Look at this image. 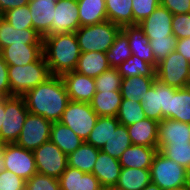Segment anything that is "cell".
<instances>
[{
  "label": "cell",
  "mask_w": 190,
  "mask_h": 190,
  "mask_svg": "<svg viewBox=\"0 0 190 190\" xmlns=\"http://www.w3.org/2000/svg\"><path fill=\"white\" fill-rule=\"evenodd\" d=\"M23 97L30 113L42 116L51 122L60 121L70 102L63 79L56 75L27 91Z\"/></svg>",
  "instance_id": "1"
},
{
  "label": "cell",
  "mask_w": 190,
  "mask_h": 190,
  "mask_svg": "<svg viewBox=\"0 0 190 190\" xmlns=\"http://www.w3.org/2000/svg\"><path fill=\"white\" fill-rule=\"evenodd\" d=\"M81 51L75 32L43 37V56L51 75L74 71Z\"/></svg>",
  "instance_id": "2"
},
{
  "label": "cell",
  "mask_w": 190,
  "mask_h": 190,
  "mask_svg": "<svg viewBox=\"0 0 190 190\" xmlns=\"http://www.w3.org/2000/svg\"><path fill=\"white\" fill-rule=\"evenodd\" d=\"M51 76L43 55L37 61L25 66H8L11 96H23Z\"/></svg>",
  "instance_id": "3"
},
{
  "label": "cell",
  "mask_w": 190,
  "mask_h": 190,
  "mask_svg": "<svg viewBox=\"0 0 190 190\" xmlns=\"http://www.w3.org/2000/svg\"><path fill=\"white\" fill-rule=\"evenodd\" d=\"M150 177L151 182L162 190H174L188 185L190 171L158 150L150 168Z\"/></svg>",
  "instance_id": "4"
},
{
  "label": "cell",
  "mask_w": 190,
  "mask_h": 190,
  "mask_svg": "<svg viewBox=\"0 0 190 190\" xmlns=\"http://www.w3.org/2000/svg\"><path fill=\"white\" fill-rule=\"evenodd\" d=\"M121 29L108 20L90 26H81L75 32L81 53H106Z\"/></svg>",
  "instance_id": "5"
},
{
  "label": "cell",
  "mask_w": 190,
  "mask_h": 190,
  "mask_svg": "<svg viewBox=\"0 0 190 190\" xmlns=\"http://www.w3.org/2000/svg\"><path fill=\"white\" fill-rule=\"evenodd\" d=\"M28 113L23 96L5 97V114L0 129V143L12 144L16 142Z\"/></svg>",
  "instance_id": "6"
},
{
  "label": "cell",
  "mask_w": 190,
  "mask_h": 190,
  "mask_svg": "<svg viewBox=\"0 0 190 190\" xmlns=\"http://www.w3.org/2000/svg\"><path fill=\"white\" fill-rule=\"evenodd\" d=\"M155 76L165 85L177 89L188 87L190 86V62L180 53L173 51L157 64Z\"/></svg>",
  "instance_id": "7"
},
{
  "label": "cell",
  "mask_w": 190,
  "mask_h": 190,
  "mask_svg": "<svg viewBox=\"0 0 190 190\" xmlns=\"http://www.w3.org/2000/svg\"><path fill=\"white\" fill-rule=\"evenodd\" d=\"M98 117L89 103L70 101L60 122L72 129L76 135L86 142Z\"/></svg>",
  "instance_id": "8"
},
{
  "label": "cell",
  "mask_w": 190,
  "mask_h": 190,
  "mask_svg": "<svg viewBox=\"0 0 190 190\" xmlns=\"http://www.w3.org/2000/svg\"><path fill=\"white\" fill-rule=\"evenodd\" d=\"M37 173L59 178L68 167V157L52 141L33 151Z\"/></svg>",
  "instance_id": "9"
},
{
  "label": "cell",
  "mask_w": 190,
  "mask_h": 190,
  "mask_svg": "<svg viewBox=\"0 0 190 190\" xmlns=\"http://www.w3.org/2000/svg\"><path fill=\"white\" fill-rule=\"evenodd\" d=\"M51 128V121L29 112L15 144L26 150L34 151L49 141Z\"/></svg>",
  "instance_id": "10"
},
{
  "label": "cell",
  "mask_w": 190,
  "mask_h": 190,
  "mask_svg": "<svg viewBox=\"0 0 190 190\" xmlns=\"http://www.w3.org/2000/svg\"><path fill=\"white\" fill-rule=\"evenodd\" d=\"M5 170L15 173L25 181L37 173L34 153L23 147L12 144H3Z\"/></svg>",
  "instance_id": "11"
},
{
  "label": "cell",
  "mask_w": 190,
  "mask_h": 190,
  "mask_svg": "<svg viewBox=\"0 0 190 190\" xmlns=\"http://www.w3.org/2000/svg\"><path fill=\"white\" fill-rule=\"evenodd\" d=\"M80 28L77 0L56 2L52 27L45 36L76 32Z\"/></svg>",
  "instance_id": "12"
},
{
  "label": "cell",
  "mask_w": 190,
  "mask_h": 190,
  "mask_svg": "<svg viewBox=\"0 0 190 190\" xmlns=\"http://www.w3.org/2000/svg\"><path fill=\"white\" fill-rule=\"evenodd\" d=\"M173 14L165 7L159 5L149 17L137 25L144 31L149 40L167 39L172 32Z\"/></svg>",
  "instance_id": "13"
},
{
  "label": "cell",
  "mask_w": 190,
  "mask_h": 190,
  "mask_svg": "<svg viewBox=\"0 0 190 190\" xmlns=\"http://www.w3.org/2000/svg\"><path fill=\"white\" fill-rule=\"evenodd\" d=\"M61 78L64 81L70 101L89 103L96 93L95 80L92 77H87L76 71H68L62 74Z\"/></svg>",
  "instance_id": "14"
},
{
  "label": "cell",
  "mask_w": 190,
  "mask_h": 190,
  "mask_svg": "<svg viewBox=\"0 0 190 190\" xmlns=\"http://www.w3.org/2000/svg\"><path fill=\"white\" fill-rule=\"evenodd\" d=\"M174 143H190V124L173 119L158 122L157 149Z\"/></svg>",
  "instance_id": "15"
},
{
  "label": "cell",
  "mask_w": 190,
  "mask_h": 190,
  "mask_svg": "<svg viewBox=\"0 0 190 190\" xmlns=\"http://www.w3.org/2000/svg\"><path fill=\"white\" fill-rule=\"evenodd\" d=\"M12 44L43 45V37L34 29L16 30L0 16V51Z\"/></svg>",
  "instance_id": "16"
},
{
  "label": "cell",
  "mask_w": 190,
  "mask_h": 190,
  "mask_svg": "<svg viewBox=\"0 0 190 190\" xmlns=\"http://www.w3.org/2000/svg\"><path fill=\"white\" fill-rule=\"evenodd\" d=\"M8 66H25L43 55V45L12 44L0 51Z\"/></svg>",
  "instance_id": "17"
},
{
  "label": "cell",
  "mask_w": 190,
  "mask_h": 190,
  "mask_svg": "<svg viewBox=\"0 0 190 190\" xmlns=\"http://www.w3.org/2000/svg\"><path fill=\"white\" fill-rule=\"evenodd\" d=\"M28 6L32 17V28L44 37L52 27L56 1L30 0Z\"/></svg>",
  "instance_id": "18"
},
{
  "label": "cell",
  "mask_w": 190,
  "mask_h": 190,
  "mask_svg": "<svg viewBox=\"0 0 190 190\" xmlns=\"http://www.w3.org/2000/svg\"><path fill=\"white\" fill-rule=\"evenodd\" d=\"M121 30L128 37L131 54L136 55L156 69L158 63L153 55L150 40L144 31L138 25L124 26Z\"/></svg>",
  "instance_id": "19"
},
{
  "label": "cell",
  "mask_w": 190,
  "mask_h": 190,
  "mask_svg": "<svg viewBox=\"0 0 190 190\" xmlns=\"http://www.w3.org/2000/svg\"><path fill=\"white\" fill-rule=\"evenodd\" d=\"M60 190H101L99 180L92 173H84L68 166L58 178Z\"/></svg>",
  "instance_id": "20"
},
{
  "label": "cell",
  "mask_w": 190,
  "mask_h": 190,
  "mask_svg": "<svg viewBox=\"0 0 190 190\" xmlns=\"http://www.w3.org/2000/svg\"><path fill=\"white\" fill-rule=\"evenodd\" d=\"M121 169L118 159L100 150L92 174L99 180L100 185L105 188L117 184Z\"/></svg>",
  "instance_id": "21"
},
{
  "label": "cell",
  "mask_w": 190,
  "mask_h": 190,
  "mask_svg": "<svg viewBox=\"0 0 190 190\" xmlns=\"http://www.w3.org/2000/svg\"><path fill=\"white\" fill-rule=\"evenodd\" d=\"M157 152L155 147L132 144L118 160L122 168L150 169Z\"/></svg>",
  "instance_id": "22"
},
{
  "label": "cell",
  "mask_w": 190,
  "mask_h": 190,
  "mask_svg": "<svg viewBox=\"0 0 190 190\" xmlns=\"http://www.w3.org/2000/svg\"><path fill=\"white\" fill-rule=\"evenodd\" d=\"M126 127L133 145L157 148V121L145 118Z\"/></svg>",
  "instance_id": "23"
},
{
  "label": "cell",
  "mask_w": 190,
  "mask_h": 190,
  "mask_svg": "<svg viewBox=\"0 0 190 190\" xmlns=\"http://www.w3.org/2000/svg\"><path fill=\"white\" fill-rule=\"evenodd\" d=\"M169 119L190 124V86L179 89L170 86Z\"/></svg>",
  "instance_id": "24"
},
{
  "label": "cell",
  "mask_w": 190,
  "mask_h": 190,
  "mask_svg": "<svg viewBox=\"0 0 190 190\" xmlns=\"http://www.w3.org/2000/svg\"><path fill=\"white\" fill-rule=\"evenodd\" d=\"M50 141L56 144L65 155H70L84 142L75 132L61 123L52 122Z\"/></svg>",
  "instance_id": "25"
},
{
  "label": "cell",
  "mask_w": 190,
  "mask_h": 190,
  "mask_svg": "<svg viewBox=\"0 0 190 190\" xmlns=\"http://www.w3.org/2000/svg\"><path fill=\"white\" fill-rule=\"evenodd\" d=\"M121 101L120 91H96L89 104L98 116L116 117Z\"/></svg>",
  "instance_id": "26"
},
{
  "label": "cell",
  "mask_w": 190,
  "mask_h": 190,
  "mask_svg": "<svg viewBox=\"0 0 190 190\" xmlns=\"http://www.w3.org/2000/svg\"><path fill=\"white\" fill-rule=\"evenodd\" d=\"M109 68L110 65L104 52H84L80 54L74 71L96 78Z\"/></svg>",
  "instance_id": "27"
},
{
  "label": "cell",
  "mask_w": 190,
  "mask_h": 190,
  "mask_svg": "<svg viewBox=\"0 0 190 190\" xmlns=\"http://www.w3.org/2000/svg\"><path fill=\"white\" fill-rule=\"evenodd\" d=\"M81 26H90L107 20L105 0H77Z\"/></svg>",
  "instance_id": "28"
},
{
  "label": "cell",
  "mask_w": 190,
  "mask_h": 190,
  "mask_svg": "<svg viewBox=\"0 0 190 190\" xmlns=\"http://www.w3.org/2000/svg\"><path fill=\"white\" fill-rule=\"evenodd\" d=\"M99 149L83 142L73 153L68 155V166L77 168L84 173H92L98 158Z\"/></svg>",
  "instance_id": "29"
},
{
  "label": "cell",
  "mask_w": 190,
  "mask_h": 190,
  "mask_svg": "<svg viewBox=\"0 0 190 190\" xmlns=\"http://www.w3.org/2000/svg\"><path fill=\"white\" fill-rule=\"evenodd\" d=\"M156 77L132 76L122 78L121 95L122 99L141 102L142 96H145L150 86L154 83Z\"/></svg>",
  "instance_id": "30"
},
{
  "label": "cell",
  "mask_w": 190,
  "mask_h": 190,
  "mask_svg": "<svg viewBox=\"0 0 190 190\" xmlns=\"http://www.w3.org/2000/svg\"><path fill=\"white\" fill-rule=\"evenodd\" d=\"M107 20L120 26L133 25L132 0H105Z\"/></svg>",
  "instance_id": "31"
},
{
  "label": "cell",
  "mask_w": 190,
  "mask_h": 190,
  "mask_svg": "<svg viewBox=\"0 0 190 190\" xmlns=\"http://www.w3.org/2000/svg\"><path fill=\"white\" fill-rule=\"evenodd\" d=\"M119 124L117 117L99 116L86 143L101 150Z\"/></svg>",
  "instance_id": "32"
},
{
  "label": "cell",
  "mask_w": 190,
  "mask_h": 190,
  "mask_svg": "<svg viewBox=\"0 0 190 190\" xmlns=\"http://www.w3.org/2000/svg\"><path fill=\"white\" fill-rule=\"evenodd\" d=\"M150 182V169L122 168L116 186L125 190H142Z\"/></svg>",
  "instance_id": "33"
},
{
  "label": "cell",
  "mask_w": 190,
  "mask_h": 190,
  "mask_svg": "<svg viewBox=\"0 0 190 190\" xmlns=\"http://www.w3.org/2000/svg\"><path fill=\"white\" fill-rule=\"evenodd\" d=\"M132 145L128 129L125 125L119 124L110 138L106 141L101 151L113 158L119 159L124 151Z\"/></svg>",
  "instance_id": "34"
},
{
  "label": "cell",
  "mask_w": 190,
  "mask_h": 190,
  "mask_svg": "<svg viewBox=\"0 0 190 190\" xmlns=\"http://www.w3.org/2000/svg\"><path fill=\"white\" fill-rule=\"evenodd\" d=\"M110 67L118 68L132 54L127 35L120 30L114 43L105 53Z\"/></svg>",
  "instance_id": "35"
},
{
  "label": "cell",
  "mask_w": 190,
  "mask_h": 190,
  "mask_svg": "<svg viewBox=\"0 0 190 190\" xmlns=\"http://www.w3.org/2000/svg\"><path fill=\"white\" fill-rule=\"evenodd\" d=\"M117 69L122 78L132 76L156 77V69L136 55H131Z\"/></svg>",
  "instance_id": "36"
},
{
  "label": "cell",
  "mask_w": 190,
  "mask_h": 190,
  "mask_svg": "<svg viewBox=\"0 0 190 190\" xmlns=\"http://www.w3.org/2000/svg\"><path fill=\"white\" fill-rule=\"evenodd\" d=\"M116 117L120 124L125 126H129L147 118L142 108L141 102L128 99H122Z\"/></svg>",
  "instance_id": "37"
},
{
  "label": "cell",
  "mask_w": 190,
  "mask_h": 190,
  "mask_svg": "<svg viewBox=\"0 0 190 190\" xmlns=\"http://www.w3.org/2000/svg\"><path fill=\"white\" fill-rule=\"evenodd\" d=\"M2 17L16 30L33 29L28 5L6 11Z\"/></svg>",
  "instance_id": "38"
},
{
  "label": "cell",
  "mask_w": 190,
  "mask_h": 190,
  "mask_svg": "<svg viewBox=\"0 0 190 190\" xmlns=\"http://www.w3.org/2000/svg\"><path fill=\"white\" fill-rule=\"evenodd\" d=\"M141 105L147 118L157 122L162 120V111L159 107L158 92L156 90V79L145 96H142Z\"/></svg>",
  "instance_id": "39"
},
{
  "label": "cell",
  "mask_w": 190,
  "mask_h": 190,
  "mask_svg": "<svg viewBox=\"0 0 190 190\" xmlns=\"http://www.w3.org/2000/svg\"><path fill=\"white\" fill-rule=\"evenodd\" d=\"M166 157L190 171V143L165 145L160 150Z\"/></svg>",
  "instance_id": "40"
},
{
  "label": "cell",
  "mask_w": 190,
  "mask_h": 190,
  "mask_svg": "<svg viewBox=\"0 0 190 190\" xmlns=\"http://www.w3.org/2000/svg\"><path fill=\"white\" fill-rule=\"evenodd\" d=\"M96 91H120L122 76L117 68L110 67L94 78Z\"/></svg>",
  "instance_id": "41"
},
{
  "label": "cell",
  "mask_w": 190,
  "mask_h": 190,
  "mask_svg": "<svg viewBox=\"0 0 190 190\" xmlns=\"http://www.w3.org/2000/svg\"><path fill=\"white\" fill-rule=\"evenodd\" d=\"M176 41L174 35H169L167 39H152L150 45L157 63L168 57L171 52L176 50Z\"/></svg>",
  "instance_id": "42"
},
{
  "label": "cell",
  "mask_w": 190,
  "mask_h": 190,
  "mask_svg": "<svg viewBox=\"0 0 190 190\" xmlns=\"http://www.w3.org/2000/svg\"><path fill=\"white\" fill-rule=\"evenodd\" d=\"M25 190H60L57 178L36 173L26 181Z\"/></svg>",
  "instance_id": "43"
},
{
  "label": "cell",
  "mask_w": 190,
  "mask_h": 190,
  "mask_svg": "<svg viewBox=\"0 0 190 190\" xmlns=\"http://www.w3.org/2000/svg\"><path fill=\"white\" fill-rule=\"evenodd\" d=\"M160 5V0H132L133 25H137Z\"/></svg>",
  "instance_id": "44"
},
{
  "label": "cell",
  "mask_w": 190,
  "mask_h": 190,
  "mask_svg": "<svg viewBox=\"0 0 190 190\" xmlns=\"http://www.w3.org/2000/svg\"><path fill=\"white\" fill-rule=\"evenodd\" d=\"M172 32L177 40L190 37V13L173 15Z\"/></svg>",
  "instance_id": "45"
},
{
  "label": "cell",
  "mask_w": 190,
  "mask_h": 190,
  "mask_svg": "<svg viewBox=\"0 0 190 190\" xmlns=\"http://www.w3.org/2000/svg\"><path fill=\"white\" fill-rule=\"evenodd\" d=\"M26 181L11 171L0 173V190H25Z\"/></svg>",
  "instance_id": "46"
},
{
  "label": "cell",
  "mask_w": 190,
  "mask_h": 190,
  "mask_svg": "<svg viewBox=\"0 0 190 190\" xmlns=\"http://www.w3.org/2000/svg\"><path fill=\"white\" fill-rule=\"evenodd\" d=\"M156 90L158 92L159 107L162 111V120L169 119L170 86L156 79Z\"/></svg>",
  "instance_id": "47"
},
{
  "label": "cell",
  "mask_w": 190,
  "mask_h": 190,
  "mask_svg": "<svg viewBox=\"0 0 190 190\" xmlns=\"http://www.w3.org/2000/svg\"><path fill=\"white\" fill-rule=\"evenodd\" d=\"M160 5L173 15L190 13V0H160Z\"/></svg>",
  "instance_id": "48"
},
{
  "label": "cell",
  "mask_w": 190,
  "mask_h": 190,
  "mask_svg": "<svg viewBox=\"0 0 190 190\" xmlns=\"http://www.w3.org/2000/svg\"><path fill=\"white\" fill-rule=\"evenodd\" d=\"M0 94L4 97L11 96V88L8 77V64L0 54Z\"/></svg>",
  "instance_id": "49"
},
{
  "label": "cell",
  "mask_w": 190,
  "mask_h": 190,
  "mask_svg": "<svg viewBox=\"0 0 190 190\" xmlns=\"http://www.w3.org/2000/svg\"><path fill=\"white\" fill-rule=\"evenodd\" d=\"M30 0H0V12L2 15L11 9L28 5Z\"/></svg>",
  "instance_id": "50"
},
{
  "label": "cell",
  "mask_w": 190,
  "mask_h": 190,
  "mask_svg": "<svg viewBox=\"0 0 190 190\" xmlns=\"http://www.w3.org/2000/svg\"><path fill=\"white\" fill-rule=\"evenodd\" d=\"M176 52L180 53L187 61L190 62V37L178 39L176 41Z\"/></svg>",
  "instance_id": "51"
},
{
  "label": "cell",
  "mask_w": 190,
  "mask_h": 190,
  "mask_svg": "<svg viewBox=\"0 0 190 190\" xmlns=\"http://www.w3.org/2000/svg\"><path fill=\"white\" fill-rule=\"evenodd\" d=\"M5 159H4V148L3 144L0 143V173L5 170Z\"/></svg>",
  "instance_id": "52"
},
{
  "label": "cell",
  "mask_w": 190,
  "mask_h": 190,
  "mask_svg": "<svg viewBox=\"0 0 190 190\" xmlns=\"http://www.w3.org/2000/svg\"><path fill=\"white\" fill-rule=\"evenodd\" d=\"M4 114H5V97L0 102V129H1V125L3 123Z\"/></svg>",
  "instance_id": "53"
},
{
  "label": "cell",
  "mask_w": 190,
  "mask_h": 190,
  "mask_svg": "<svg viewBox=\"0 0 190 190\" xmlns=\"http://www.w3.org/2000/svg\"><path fill=\"white\" fill-rule=\"evenodd\" d=\"M142 190H162L158 185L150 182L146 187H144Z\"/></svg>",
  "instance_id": "54"
},
{
  "label": "cell",
  "mask_w": 190,
  "mask_h": 190,
  "mask_svg": "<svg viewBox=\"0 0 190 190\" xmlns=\"http://www.w3.org/2000/svg\"><path fill=\"white\" fill-rule=\"evenodd\" d=\"M104 190H125L123 188H120L118 186H108V187H105Z\"/></svg>",
  "instance_id": "55"
},
{
  "label": "cell",
  "mask_w": 190,
  "mask_h": 190,
  "mask_svg": "<svg viewBox=\"0 0 190 190\" xmlns=\"http://www.w3.org/2000/svg\"><path fill=\"white\" fill-rule=\"evenodd\" d=\"M174 190H189V187H188V185H187V186H185V187L178 188V189H174Z\"/></svg>",
  "instance_id": "56"
},
{
  "label": "cell",
  "mask_w": 190,
  "mask_h": 190,
  "mask_svg": "<svg viewBox=\"0 0 190 190\" xmlns=\"http://www.w3.org/2000/svg\"><path fill=\"white\" fill-rule=\"evenodd\" d=\"M3 98H4V96H2V95L0 94V102L2 101Z\"/></svg>",
  "instance_id": "57"
}]
</instances>
